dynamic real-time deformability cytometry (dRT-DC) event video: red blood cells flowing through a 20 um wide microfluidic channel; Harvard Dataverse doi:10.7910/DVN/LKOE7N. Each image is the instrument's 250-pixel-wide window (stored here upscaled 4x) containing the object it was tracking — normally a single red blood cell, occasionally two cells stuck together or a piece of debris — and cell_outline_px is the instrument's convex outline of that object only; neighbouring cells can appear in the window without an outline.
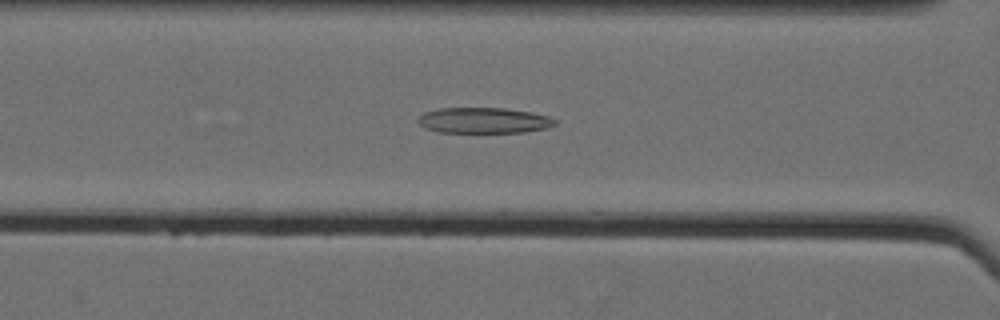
{"species": "Egyptian fruit bat (a non-hibernating species)", "species_latin": "Rousettus aegyptiacus", "temperature_condition": "cold", "stored_images_in_passage": 51, "camera_frame_rate_fps": 3000, "um_per_image_px": 0.085, "animal": {"sex": "female"}, "frame": {"image": 1, "passage_image": 20, "time_ms": 6.333, "image_size_px": [1000, 320], "cell_outline_px": [[560, 120], [556, 124], [548, 128], [524, 132], [440, 132], [424, 128], [416, 120], [424, 112], [440, 108], [504, 108], [532, 112], [548, 116]], "centroid_in_image_um": [41.16, 10.23], "position_along_channel_um": 125.4, "area_um2": 20.63}}
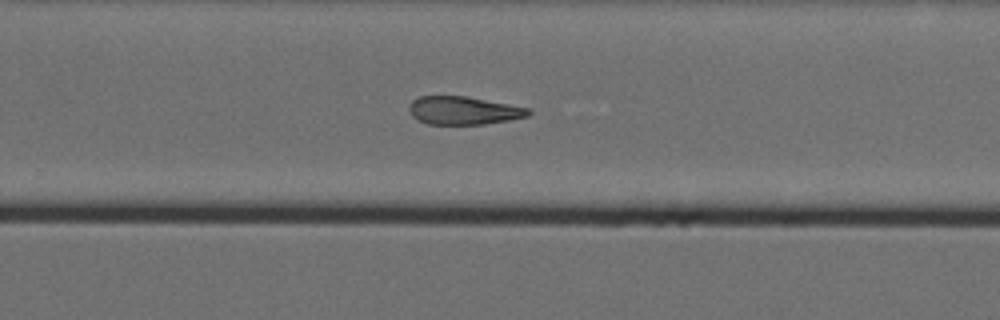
{"frame": {"image": 2, "passage_image": 34, "time_ms": 11.0, "image_size_px": [1000, 320], "cell_outline_px": [[532, 112], [528, 116], [512, 120], [484, 124], [428, 124], [416, 120], [412, 116], [408, 108], [412, 100], [420, 96], [464, 96], [508, 104], [528, 108]], "centroid_in_image_um": [39.38, 9.4], "position_along_channel_um": 290.4, "area_um2": 19.54}}
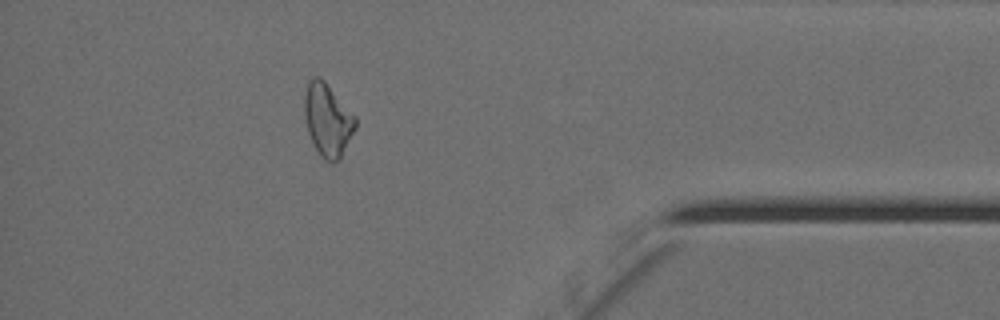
{"frame": {"image": 3, "passage_image": 46, "time_ms": 15.0, "image_size_px": [1000, 320], "cell_outline_px": [[356, 128], [340, 160], [324, 160], [320, 156], [308, 132], [304, 116], [304, 96], [308, 80], [312, 76], [320, 76], [324, 80], [356, 116]], "centroid_in_image_um": [27.85, 10.16], "position_along_channel_um": 407.4, "area_um2": 21.68}, "authors_computed_cell_mechanics": {"area_um2": 21.5016, "velocity_mm_per_s": 3.5405, "shape_relaxation_time_tau1_ms": null, "shape_relaxation_time_tau2_ms": 2.5795, "deformation_change_tau1": null, "deformation_change_tau2": 0.1089}}